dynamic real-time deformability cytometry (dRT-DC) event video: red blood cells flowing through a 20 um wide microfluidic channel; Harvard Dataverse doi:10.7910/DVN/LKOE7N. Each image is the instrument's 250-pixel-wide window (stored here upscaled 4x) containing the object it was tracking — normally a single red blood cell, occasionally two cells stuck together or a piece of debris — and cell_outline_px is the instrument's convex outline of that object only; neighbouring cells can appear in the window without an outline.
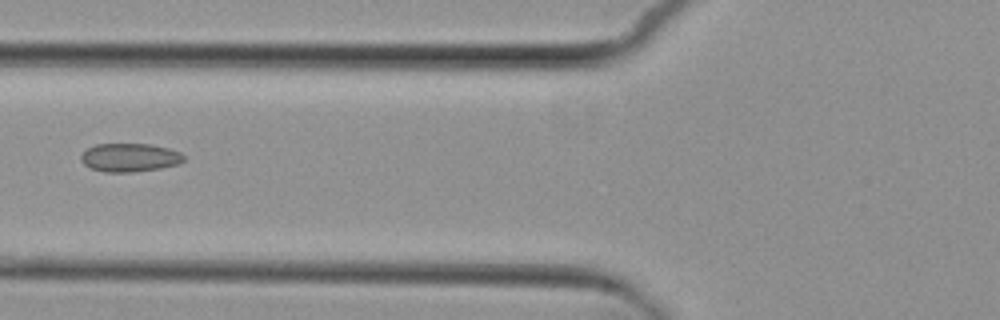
{"species": "common noctule bat (a hibernating species)", "species_latin": "Nyctalus noctula", "temperature_condition": "cold", "stored_images_in_passage": 6, "camera_frame_rate_fps": 3000, "um_per_image_px": 0.085, "animal": {"sex": "female", "body_mass_g": 29.2, "forearm_length_mm": 56.3}, "frame": {"image": 1, "passage_image": 6, "time_ms": 6.333, "image_size_px": [1000, 320], "cell_outline_px": [[184, 160], [180, 164], [160, 168], [132, 172], [104, 172], [92, 168], [84, 164], [80, 160], [80, 156], [88, 148], [96, 144], [152, 144], [168, 148], [180, 152], [184, 156]], "centroid_in_image_um": [11.04, 13.39], "position_along_channel_um": 114.8, "area_um2": 17.05}}